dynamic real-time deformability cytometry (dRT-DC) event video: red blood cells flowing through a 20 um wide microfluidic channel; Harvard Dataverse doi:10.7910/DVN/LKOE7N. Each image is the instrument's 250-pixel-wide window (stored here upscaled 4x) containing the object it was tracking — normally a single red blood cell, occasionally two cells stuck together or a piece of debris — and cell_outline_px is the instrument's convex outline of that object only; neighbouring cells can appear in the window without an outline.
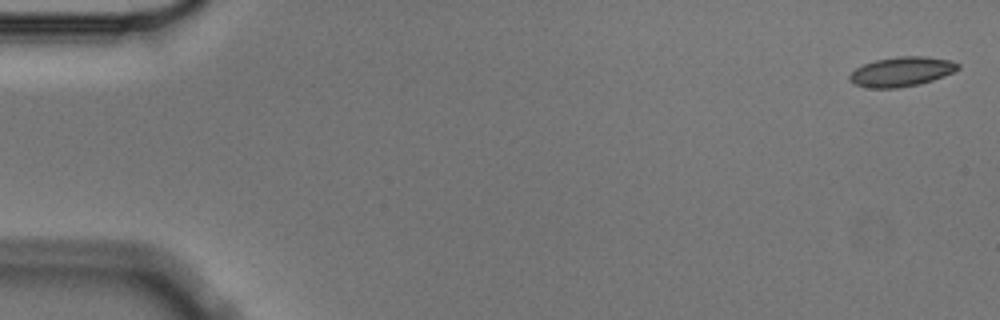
{"species": "Egyptian fruit bat (a non-hibernating species)", "species_latin": "Rousettus aegyptiacus", "temperature_condition": "cold", "stored_images_in_passage": 4, "camera_frame_rate_fps": 3000, "um_per_image_px": 0.085, "animal": {"sex": "male"}, "frame": {"image": 1, "passage_image": 1, "time_ms": 0.0, "image_size_px": [1000, 320], "cell_outline_px": [[960, 68], [944, 76], [932, 80], [916, 84], [896, 88], [872, 88], [856, 84], [848, 80], [848, 76], [856, 68], [864, 64], [876, 60], [900, 56], [924, 56], [948, 60], [960, 64]], "centroid_in_image_um": [76.62, 6.08], "position_along_channel_um": 8.4, "area_um2": 18.38}}